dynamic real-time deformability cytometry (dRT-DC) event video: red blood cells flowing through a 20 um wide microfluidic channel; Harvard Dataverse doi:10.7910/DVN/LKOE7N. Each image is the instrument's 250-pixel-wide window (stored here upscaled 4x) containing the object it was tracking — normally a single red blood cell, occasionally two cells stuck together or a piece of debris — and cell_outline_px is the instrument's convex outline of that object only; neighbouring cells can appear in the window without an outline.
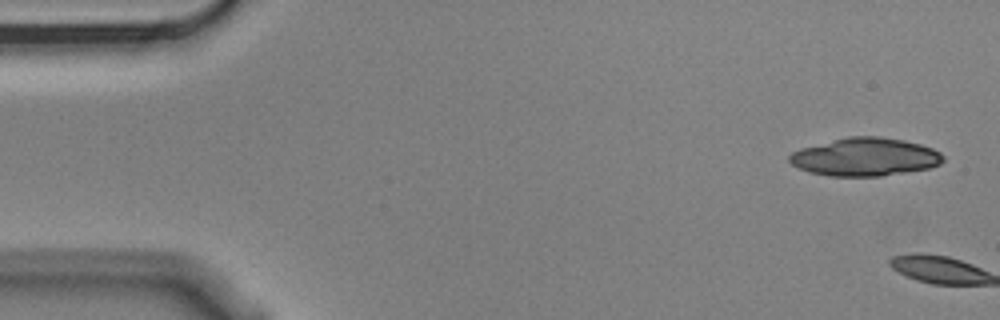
{"species": "Egyptian fruit bat (a non-hibernating species)", "species_latin": "Rousettus aegyptiacus", "temperature_condition": "cold", "stored_images_in_passage": 6, "segment_of_instrument_passage": [1, 2], "camera_frame_rate_fps": 3000, "um_per_image_px": 0.085, "animal": {"sex": "male"}, "frame": {"image": 1, "passage_image": 1, "time_ms": 0.0, "image_size_px": [1000, 320], "cell_outline_px": [[944, 160], [940, 164], [928, 168], [880, 176], [832, 176], [812, 172], [800, 168], [792, 164], [788, 160], [788, 156], [792, 152], [800, 148], [848, 136], [880, 136], [904, 140], [920, 144], [932, 148], [940, 152], [944, 156]], "centroid_in_image_um": [73.54, 13.33], "position_along_channel_um": 11.5, "area_um2": 33.99}}
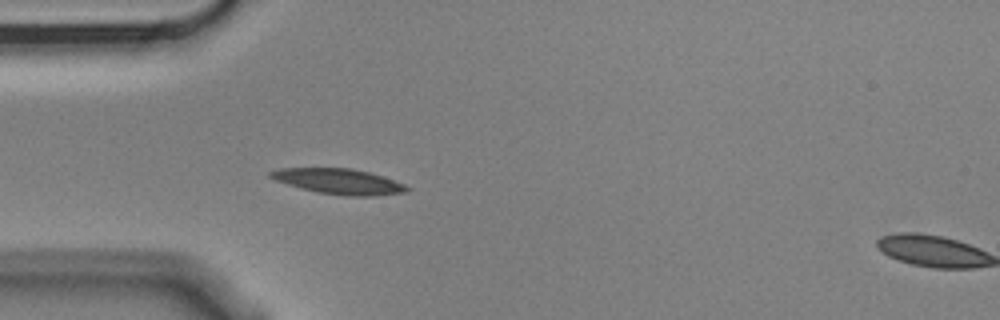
{"frame": {"image": 2, "passage_image": 5, "time_ms": 1.333, "image_size_px": [1000, 320], "cell_outline_px": [[412, 188], [408, 192], [376, 196], [344, 196], [320, 192], [300, 188], [276, 180], [268, 176], [268, 172], [280, 168], [352, 168], [384, 176], [404, 184]], "centroid_in_image_um": [28.85, 15.42], "position_along_channel_um": 56.1, "area_um2": 20.29}}